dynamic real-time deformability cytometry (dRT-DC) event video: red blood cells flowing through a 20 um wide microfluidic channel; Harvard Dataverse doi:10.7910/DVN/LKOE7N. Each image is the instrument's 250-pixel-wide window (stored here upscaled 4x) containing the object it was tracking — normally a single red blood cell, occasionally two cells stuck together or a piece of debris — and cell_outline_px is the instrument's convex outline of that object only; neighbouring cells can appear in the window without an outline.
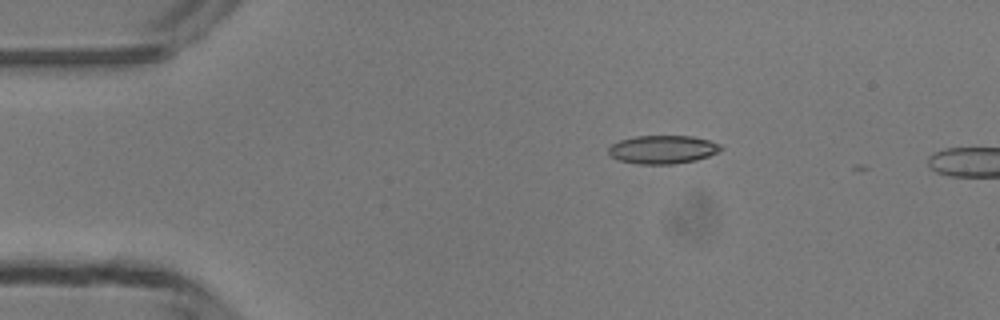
{"species": "common noctule bat (a hibernating species)", "species_latin": "Nyctalus noctula", "temperature_condition": "room temperature", "stored_images_in_passage": 4, "camera_frame_rate_fps": 3000, "um_per_image_px": 0.085, "animal": {"sex": "male", "body_mass_g": 13.3}, "frame": {"image": 1, "passage_image": 1, "time_ms": 0.0, "image_size_px": [1000, 320], "cell_outline_px": [[724, 148], [708, 156], [696, 160], [672, 164], [640, 164], [620, 160], [612, 156], [608, 152], [608, 148], [612, 144], [620, 140], [636, 136], [692, 136], [708, 140], [720, 144]], "centroid_in_image_um": [56.34, 12.7], "position_along_channel_um": 28.7, "area_um2": 18.38}}